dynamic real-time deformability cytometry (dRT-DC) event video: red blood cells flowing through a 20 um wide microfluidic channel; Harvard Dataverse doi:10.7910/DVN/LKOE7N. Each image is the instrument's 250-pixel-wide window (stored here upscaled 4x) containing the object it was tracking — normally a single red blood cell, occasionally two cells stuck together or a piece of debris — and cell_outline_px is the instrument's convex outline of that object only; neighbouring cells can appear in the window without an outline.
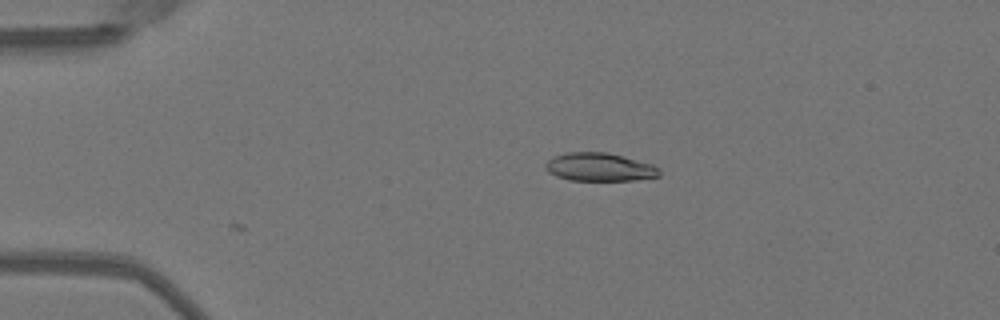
{"species": "Egyptian fruit bat (a non-hibernating species)", "species_latin": "Rousettus aegyptiacus", "temperature_condition": "warm", "stored_images_in_passage": 28, "camera_frame_rate_fps": 3000, "um_per_image_px": 0.085, "animal": {"sex": "female"}, "frame": {"image": 1, "passage_image": 1, "time_ms": 0.0, "image_size_px": [1000, 320], "cell_outline_px": [[660, 176], [636, 180], [568, 180], [556, 176], [548, 172], [544, 168], [544, 164], [552, 156], [568, 152], [608, 152], [624, 156], [652, 164], [660, 168]], "centroid_in_image_um": [50.94, 14.19], "position_along_channel_um": 34.1, "area_um2": 18.96}}
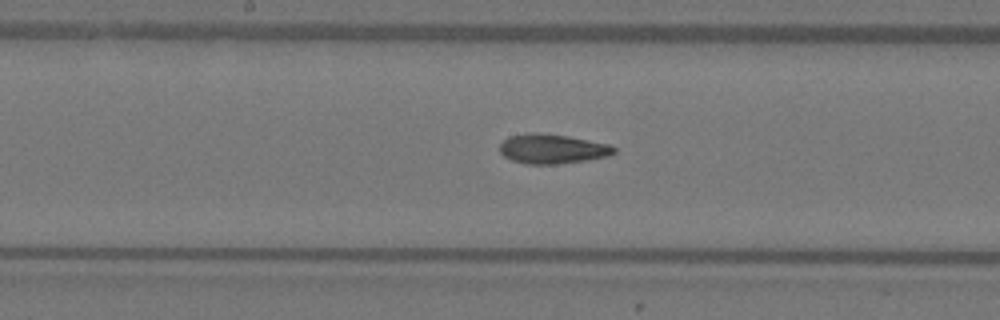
{"frame": {"image": 2, "passage_image": 17, "time_ms": 5.333, "image_size_px": [1000, 320], "cell_outline_px": [[616, 152], [608, 156], [588, 160], [556, 164], [524, 164], [512, 160], [504, 156], [500, 152], [500, 144], [508, 136], [528, 132], [536, 132], [568, 136], [608, 144], [616, 148]], "centroid_in_image_um": [46.92, 12.65], "position_along_channel_um": 201.3, "area_um2": 19.77}}
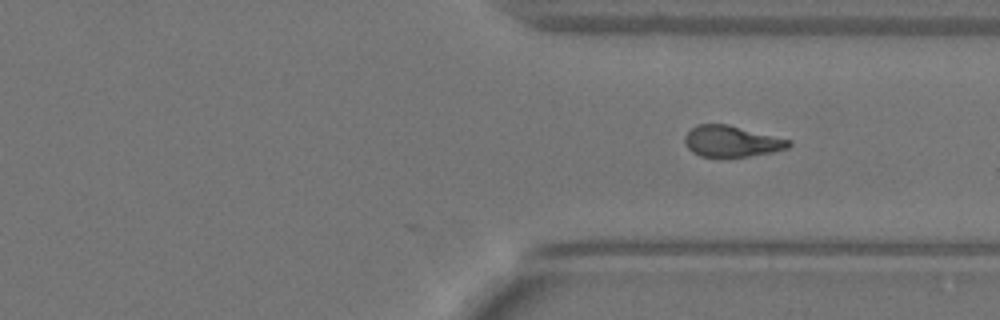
{"frame": {"image": 3, "passage_image": 28, "time_ms": 9.0, "image_size_px": [1000, 320], "cell_outline_px": [[792, 144], [788, 148], [772, 152], [748, 156], [700, 156], [692, 152], [684, 144], [684, 136], [696, 124], [728, 124], [792, 140]], "centroid_in_image_um": [62.19, 12.0], "position_along_channel_um": 349.2, "area_um2": 18.84}}